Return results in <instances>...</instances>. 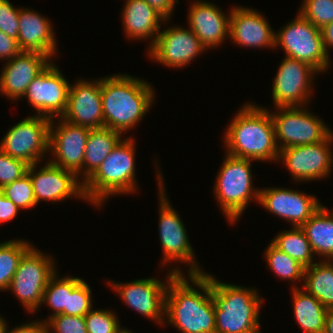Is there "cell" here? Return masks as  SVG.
<instances>
[{
	"instance_id": "obj_3",
	"label": "cell",
	"mask_w": 333,
	"mask_h": 333,
	"mask_svg": "<svg viewBox=\"0 0 333 333\" xmlns=\"http://www.w3.org/2000/svg\"><path fill=\"white\" fill-rule=\"evenodd\" d=\"M241 108L223 136L226 153L254 161L279 162L280 150L269 109L252 102Z\"/></svg>"
},
{
	"instance_id": "obj_21",
	"label": "cell",
	"mask_w": 333,
	"mask_h": 333,
	"mask_svg": "<svg viewBox=\"0 0 333 333\" xmlns=\"http://www.w3.org/2000/svg\"><path fill=\"white\" fill-rule=\"evenodd\" d=\"M52 59L38 52L21 51L11 60L6 61L0 73V94L15 100H20L28 85L40 74Z\"/></svg>"
},
{
	"instance_id": "obj_25",
	"label": "cell",
	"mask_w": 333,
	"mask_h": 333,
	"mask_svg": "<svg viewBox=\"0 0 333 333\" xmlns=\"http://www.w3.org/2000/svg\"><path fill=\"white\" fill-rule=\"evenodd\" d=\"M122 10V25L125 35L131 40L150 39L148 50L155 44L161 23L167 22L160 13L145 0H125Z\"/></svg>"
},
{
	"instance_id": "obj_28",
	"label": "cell",
	"mask_w": 333,
	"mask_h": 333,
	"mask_svg": "<svg viewBox=\"0 0 333 333\" xmlns=\"http://www.w3.org/2000/svg\"><path fill=\"white\" fill-rule=\"evenodd\" d=\"M121 139L120 132L109 128L90 129L83 160L82 183L97 170Z\"/></svg>"
},
{
	"instance_id": "obj_19",
	"label": "cell",
	"mask_w": 333,
	"mask_h": 333,
	"mask_svg": "<svg viewBox=\"0 0 333 333\" xmlns=\"http://www.w3.org/2000/svg\"><path fill=\"white\" fill-rule=\"evenodd\" d=\"M265 210L301 227L322 205L316 196L289 188L260 189L259 202Z\"/></svg>"
},
{
	"instance_id": "obj_24",
	"label": "cell",
	"mask_w": 333,
	"mask_h": 333,
	"mask_svg": "<svg viewBox=\"0 0 333 333\" xmlns=\"http://www.w3.org/2000/svg\"><path fill=\"white\" fill-rule=\"evenodd\" d=\"M52 23L37 11L21 7L17 42L21 51L38 52L54 58L58 47Z\"/></svg>"
},
{
	"instance_id": "obj_36",
	"label": "cell",
	"mask_w": 333,
	"mask_h": 333,
	"mask_svg": "<svg viewBox=\"0 0 333 333\" xmlns=\"http://www.w3.org/2000/svg\"><path fill=\"white\" fill-rule=\"evenodd\" d=\"M300 8L299 13L319 29L333 22V0H304Z\"/></svg>"
},
{
	"instance_id": "obj_10",
	"label": "cell",
	"mask_w": 333,
	"mask_h": 333,
	"mask_svg": "<svg viewBox=\"0 0 333 333\" xmlns=\"http://www.w3.org/2000/svg\"><path fill=\"white\" fill-rule=\"evenodd\" d=\"M277 109V110H276ZM270 112L279 150L324 141L332 130L319 116L304 107H278Z\"/></svg>"
},
{
	"instance_id": "obj_39",
	"label": "cell",
	"mask_w": 333,
	"mask_h": 333,
	"mask_svg": "<svg viewBox=\"0 0 333 333\" xmlns=\"http://www.w3.org/2000/svg\"><path fill=\"white\" fill-rule=\"evenodd\" d=\"M28 164L0 150V189L27 173Z\"/></svg>"
},
{
	"instance_id": "obj_30",
	"label": "cell",
	"mask_w": 333,
	"mask_h": 333,
	"mask_svg": "<svg viewBox=\"0 0 333 333\" xmlns=\"http://www.w3.org/2000/svg\"><path fill=\"white\" fill-rule=\"evenodd\" d=\"M270 242L279 250L297 260L304 267L315 263V254L301 227H293L290 230L282 231Z\"/></svg>"
},
{
	"instance_id": "obj_15",
	"label": "cell",
	"mask_w": 333,
	"mask_h": 333,
	"mask_svg": "<svg viewBox=\"0 0 333 333\" xmlns=\"http://www.w3.org/2000/svg\"><path fill=\"white\" fill-rule=\"evenodd\" d=\"M70 85L52 61L28 85L23 97L34 107L36 115L61 118L67 108Z\"/></svg>"
},
{
	"instance_id": "obj_48",
	"label": "cell",
	"mask_w": 333,
	"mask_h": 333,
	"mask_svg": "<svg viewBox=\"0 0 333 333\" xmlns=\"http://www.w3.org/2000/svg\"><path fill=\"white\" fill-rule=\"evenodd\" d=\"M119 333H133V331L128 330L127 328L123 329Z\"/></svg>"
},
{
	"instance_id": "obj_8",
	"label": "cell",
	"mask_w": 333,
	"mask_h": 333,
	"mask_svg": "<svg viewBox=\"0 0 333 333\" xmlns=\"http://www.w3.org/2000/svg\"><path fill=\"white\" fill-rule=\"evenodd\" d=\"M276 32L275 47L280 46L285 56L305 62L319 73L330 67V55L325 50L321 31L299 12L297 17Z\"/></svg>"
},
{
	"instance_id": "obj_6",
	"label": "cell",
	"mask_w": 333,
	"mask_h": 333,
	"mask_svg": "<svg viewBox=\"0 0 333 333\" xmlns=\"http://www.w3.org/2000/svg\"><path fill=\"white\" fill-rule=\"evenodd\" d=\"M216 176L214 195L230 224H235L251 200L259 202L260 189L253 186L251 162L226 153Z\"/></svg>"
},
{
	"instance_id": "obj_38",
	"label": "cell",
	"mask_w": 333,
	"mask_h": 333,
	"mask_svg": "<svg viewBox=\"0 0 333 333\" xmlns=\"http://www.w3.org/2000/svg\"><path fill=\"white\" fill-rule=\"evenodd\" d=\"M46 322L48 333H87L84 316L58 314L50 317Z\"/></svg>"
},
{
	"instance_id": "obj_47",
	"label": "cell",
	"mask_w": 333,
	"mask_h": 333,
	"mask_svg": "<svg viewBox=\"0 0 333 333\" xmlns=\"http://www.w3.org/2000/svg\"><path fill=\"white\" fill-rule=\"evenodd\" d=\"M6 325H7V321L5 319H3V316L1 317V315H0V333H4Z\"/></svg>"
},
{
	"instance_id": "obj_20",
	"label": "cell",
	"mask_w": 333,
	"mask_h": 333,
	"mask_svg": "<svg viewBox=\"0 0 333 333\" xmlns=\"http://www.w3.org/2000/svg\"><path fill=\"white\" fill-rule=\"evenodd\" d=\"M76 81L70 85L67 108L61 118L77 126L103 128L101 79L90 82L84 79Z\"/></svg>"
},
{
	"instance_id": "obj_9",
	"label": "cell",
	"mask_w": 333,
	"mask_h": 333,
	"mask_svg": "<svg viewBox=\"0 0 333 333\" xmlns=\"http://www.w3.org/2000/svg\"><path fill=\"white\" fill-rule=\"evenodd\" d=\"M52 256L32 246L21 258L8 290L12 291L28 312L39 309L46 286L57 272Z\"/></svg>"
},
{
	"instance_id": "obj_44",
	"label": "cell",
	"mask_w": 333,
	"mask_h": 333,
	"mask_svg": "<svg viewBox=\"0 0 333 333\" xmlns=\"http://www.w3.org/2000/svg\"><path fill=\"white\" fill-rule=\"evenodd\" d=\"M151 7L160 13L165 19H171L170 16L174 11L178 0H145Z\"/></svg>"
},
{
	"instance_id": "obj_45",
	"label": "cell",
	"mask_w": 333,
	"mask_h": 333,
	"mask_svg": "<svg viewBox=\"0 0 333 333\" xmlns=\"http://www.w3.org/2000/svg\"><path fill=\"white\" fill-rule=\"evenodd\" d=\"M320 31L325 50L329 54L328 48L333 47V22L323 26Z\"/></svg>"
},
{
	"instance_id": "obj_16",
	"label": "cell",
	"mask_w": 333,
	"mask_h": 333,
	"mask_svg": "<svg viewBox=\"0 0 333 333\" xmlns=\"http://www.w3.org/2000/svg\"><path fill=\"white\" fill-rule=\"evenodd\" d=\"M55 120L57 119H51L50 122L49 152L54 158L49 159V162L73 172L78 179L82 178L85 147L90 128L73 125L62 118H58L60 122L55 125L53 123Z\"/></svg>"
},
{
	"instance_id": "obj_18",
	"label": "cell",
	"mask_w": 333,
	"mask_h": 333,
	"mask_svg": "<svg viewBox=\"0 0 333 333\" xmlns=\"http://www.w3.org/2000/svg\"><path fill=\"white\" fill-rule=\"evenodd\" d=\"M36 167L38 163L29 165L27 173L32 182L37 204L43 200L61 202L69 197L85 200L83 183L73 172L64 170L49 161L39 170Z\"/></svg>"
},
{
	"instance_id": "obj_26",
	"label": "cell",
	"mask_w": 333,
	"mask_h": 333,
	"mask_svg": "<svg viewBox=\"0 0 333 333\" xmlns=\"http://www.w3.org/2000/svg\"><path fill=\"white\" fill-rule=\"evenodd\" d=\"M301 228L315 256L333 260V212L321 205Z\"/></svg>"
},
{
	"instance_id": "obj_5",
	"label": "cell",
	"mask_w": 333,
	"mask_h": 333,
	"mask_svg": "<svg viewBox=\"0 0 333 333\" xmlns=\"http://www.w3.org/2000/svg\"><path fill=\"white\" fill-rule=\"evenodd\" d=\"M135 139L122 138L97 170L83 183L85 201L102 207L106 199L137 191Z\"/></svg>"
},
{
	"instance_id": "obj_31",
	"label": "cell",
	"mask_w": 333,
	"mask_h": 333,
	"mask_svg": "<svg viewBox=\"0 0 333 333\" xmlns=\"http://www.w3.org/2000/svg\"><path fill=\"white\" fill-rule=\"evenodd\" d=\"M58 272H56L49 280L46 289L44 290L41 304L46 303L50 309H53V317L58 314L68 315V301L71 291L83 280L79 277L66 276L58 278Z\"/></svg>"
},
{
	"instance_id": "obj_37",
	"label": "cell",
	"mask_w": 333,
	"mask_h": 333,
	"mask_svg": "<svg viewBox=\"0 0 333 333\" xmlns=\"http://www.w3.org/2000/svg\"><path fill=\"white\" fill-rule=\"evenodd\" d=\"M93 308L90 286L84 279L71 291L68 301L69 316H85Z\"/></svg>"
},
{
	"instance_id": "obj_2",
	"label": "cell",
	"mask_w": 333,
	"mask_h": 333,
	"mask_svg": "<svg viewBox=\"0 0 333 333\" xmlns=\"http://www.w3.org/2000/svg\"><path fill=\"white\" fill-rule=\"evenodd\" d=\"M154 93L147 81L127 73L101 78L104 127L121 134L134 129L153 106Z\"/></svg>"
},
{
	"instance_id": "obj_32",
	"label": "cell",
	"mask_w": 333,
	"mask_h": 333,
	"mask_svg": "<svg viewBox=\"0 0 333 333\" xmlns=\"http://www.w3.org/2000/svg\"><path fill=\"white\" fill-rule=\"evenodd\" d=\"M32 246L22 239L0 243V291H8L21 258Z\"/></svg>"
},
{
	"instance_id": "obj_4",
	"label": "cell",
	"mask_w": 333,
	"mask_h": 333,
	"mask_svg": "<svg viewBox=\"0 0 333 333\" xmlns=\"http://www.w3.org/2000/svg\"><path fill=\"white\" fill-rule=\"evenodd\" d=\"M211 274V299L215 312V333H261L258 290L227 284ZM262 304V305H261Z\"/></svg>"
},
{
	"instance_id": "obj_41",
	"label": "cell",
	"mask_w": 333,
	"mask_h": 333,
	"mask_svg": "<svg viewBox=\"0 0 333 333\" xmlns=\"http://www.w3.org/2000/svg\"><path fill=\"white\" fill-rule=\"evenodd\" d=\"M20 52L17 39L0 31V59L9 61Z\"/></svg>"
},
{
	"instance_id": "obj_1",
	"label": "cell",
	"mask_w": 333,
	"mask_h": 333,
	"mask_svg": "<svg viewBox=\"0 0 333 333\" xmlns=\"http://www.w3.org/2000/svg\"><path fill=\"white\" fill-rule=\"evenodd\" d=\"M187 275L188 280L184 274H175L169 280L164 326L169 323L181 333H215L214 304L210 295L211 275Z\"/></svg>"
},
{
	"instance_id": "obj_35",
	"label": "cell",
	"mask_w": 333,
	"mask_h": 333,
	"mask_svg": "<svg viewBox=\"0 0 333 333\" xmlns=\"http://www.w3.org/2000/svg\"><path fill=\"white\" fill-rule=\"evenodd\" d=\"M116 313L108 309H91L85 316L87 333H119L121 327Z\"/></svg>"
},
{
	"instance_id": "obj_14",
	"label": "cell",
	"mask_w": 333,
	"mask_h": 333,
	"mask_svg": "<svg viewBox=\"0 0 333 333\" xmlns=\"http://www.w3.org/2000/svg\"><path fill=\"white\" fill-rule=\"evenodd\" d=\"M333 132L322 142L283 148L278 161H283L294 181H313L330 176L333 167L331 144Z\"/></svg>"
},
{
	"instance_id": "obj_34",
	"label": "cell",
	"mask_w": 333,
	"mask_h": 333,
	"mask_svg": "<svg viewBox=\"0 0 333 333\" xmlns=\"http://www.w3.org/2000/svg\"><path fill=\"white\" fill-rule=\"evenodd\" d=\"M0 191L19 209H31L37 206L33 186L28 173L20 179L3 186Z\"/></svg>"
},
{
	"instance_id": "obj_46",
	"label": "cell",
	"mask_w": 333,
	"mask_h": 333,
	"mask_svg": "<svg viewBox=\"0 0 333 333\" xmlns=\"http://www.w3.org/2000/svg\"><path fill=\"white\" fill-rule=\"evenodd\" d=\"M324 333H333V309L327 312Z\"/></svg>"
},
{
	"instance_id": "obj_40",
	"label": "cell",
	"mask_w": 333,
	"mask_h": 333,
	"mask_svg": "<svg viewBox=\"0 0 333 333\" xmlns=\"http://www.w3.org/2000/svg\"><path fill=\"white\" fill-rule=\"evenodd\" d=\"M19 10L9 0H0V31L15 39L19 30Z\"/></svg>"
},
{
	"instance_id": "obj_11",
	"label": "cell",
	"mask_w": 333,
	"mask_h": 333,
	"mask_svg": "<svg viewBox=\"0 0 333 333\" xmlns=\"http://www.w3.org/2000/svg\"><path fill=\"white\" fill-rule=\"evenodd\" d=\"M51 119L34 115L10 127L0 143V150L28 165L39 164L49 152Z\"/></svg>"
},
{
	"instance_id": "obj_42",
	"label": "cell",
	"mask_w": 333,
	"mask_h": 333,
	"mask_svg": "<svg viewBox=\"0 0 333 333\" xmlns=\"http://www.w3.org/2000/svg\"><path fill=\"white\" fill-rule=\"evenodd\" d=\"M6 325L4 333H48V325L45 320H35L21 324L20 326H15V328L8 329Z\"/></svg>"
},
{
	"instance_id": "obj_22",
	"label": "cell",
	"mask_w": 333,
	"mask_h": 333,
	"mask_svg": "<svg viewBox=\"0 0 333 333\" xmlns=\"http://www.w3.org/2000/svg\"><path fill=\"white\" fill-rule=\"evenodd\" d=\"M276 32L270 23L254 9L236 6L231 9L229 38L241 47L276 48Z\"/></svg>"
},
{
	"instance_id": "obj_12",
	"label": "cell",
	"mask_w": 333,
	"mask_h": 333,
	"mask_svg": "<svg viewBox=\"0 0 333 333\" xmlns=\"http://www.w3.org/2000/svg\"><path fill=\"white\" fill-rule=\"evenodd\" d=\"M167 274V281L164 282L150 277L127 283L110 280L108 285L110 284L111 288L119 294L122 301L126 304L125 306L132 308L142 316L152 319L162 326L165 322V296L169 280L175 274H183V272L179 267H173Z\"/></svg>"
},
{
	"instance_id": "obj_43",
	"label": "cell",
	"mask_w": 333,
	"mask_h": 333,
	"mask_svg": "<svg viewBox=\"0 0 333 333\" xmlns=\"http://www.w3.org/2000/svg\"><path fill=\"white\" fill-rule=\"evenodd\" d=\"M19 208L0 191V223L13 220Z\"/></svg>"
},
{
	"instance_id": "obj_23",
	"label": "cell",
	"mask_w": 333,
	"mask_h": 333,
	"mask_svg": "<svg viewBox=\"0 0 333 333\" xmlns=\"http://www.w3.org/2000/svg\"><path fill=\"white\" fill-rule=\"evenodd\" d=\"M217 5L205 0L193 1L187 15L189 28L206 49L219 47L229 38L231 11L224 14Z\"/></svg>"
},
{
	"instance_id": "obj_13",
	"label": "cell",
	"mask_w": 333,
	"mask_h": 333,
	"mask_svg": "<svg viewBox=\"0 0 333 333\" xmlns=\"http://www.w3.org/2000/svg\"><path fill=\"white\" fill-rule=\"evenodd\" d=\"M318 73L309 64L285 56L272 85L274 107L308 106L312 96L313 79Z\"/></svg>"
},
{
	"instance_id": "obj_29",
	"label": "cell",
	"mask_w": 333,
	"mask_h": 333,
	"mask_svg": "<svg viewBox=\"0 0 333 333\" xmlns=\"http://www.w3.org/2000/svg\"><path fill=\"white\" fill-rule=\"evenodd\" d=\"M303 282L302 289L328 310L333 309V260H320L305 267Z\"/></svg>"
},
{
	"instance_id": "obj_7",
	"label": "cell",
	"mask_w": 333,
	"mask_h": 333,
	"mask_svg": "<svg viewBox=\"0 0 333 333\" xmlns=\"http://www.w3.org/2000/svg\"><path fill=\"white\" fill-rule=\"evenodd\" d=\"M160 168L157 169L159 189V236L162 246V266L169 262L186 263L187 274H203V270L195 260L194 250L187 236V231L179 214L171 206L164 188V178ZM202 270V271H201Z\"/></svg>"
},
{
	"instance_id": "obj_17",
	"label": "cell",
	"mask_w": 333,
	"mask_h": 333,
	"mask_svg": "<svg viewBox=\"0 0 333 333\" xmlns=\"http://www.w3.org/2000/svg\"><path fill=\"white\" fill-rule=\"evenodd\" d=\"M205 50L207 49L190 28L177 25L158 33L148 55L166 67L183 68Z\"/></svg>"
},
{
	"instance_id": "obj_33",
	"label": "cell",
	"mask_w": 333,
	"mask_h": 333,
	"mask_svg": "<svg viewBox=\"0 0 333 333\" xmlns=\"http://www.w3.org/2000/svg\"><path fill=\"white\" fill-rule=\"evenodd\" d=\"M264 258L268 264L267 266L277 277L285 281H299L303 283L305 267L285 252L279 250L271 242L264 252Z\"/></svg>"
},
{
	"instance_id": "obj_27",
	"label": "cell",
	"mask_w": 333,
	"mask_h": 333,
	"mask_svg": "<svg viewBox=\"0 0 333 333\" xmlns=\"http://www.w3.org/2000/svg\"><path fill=\"white\" fill-rule=\"evenodd\" d=\"M293 314L304 333H324L328 309L300 286L292 284Z\"/></svg>"
}]
</instances>
